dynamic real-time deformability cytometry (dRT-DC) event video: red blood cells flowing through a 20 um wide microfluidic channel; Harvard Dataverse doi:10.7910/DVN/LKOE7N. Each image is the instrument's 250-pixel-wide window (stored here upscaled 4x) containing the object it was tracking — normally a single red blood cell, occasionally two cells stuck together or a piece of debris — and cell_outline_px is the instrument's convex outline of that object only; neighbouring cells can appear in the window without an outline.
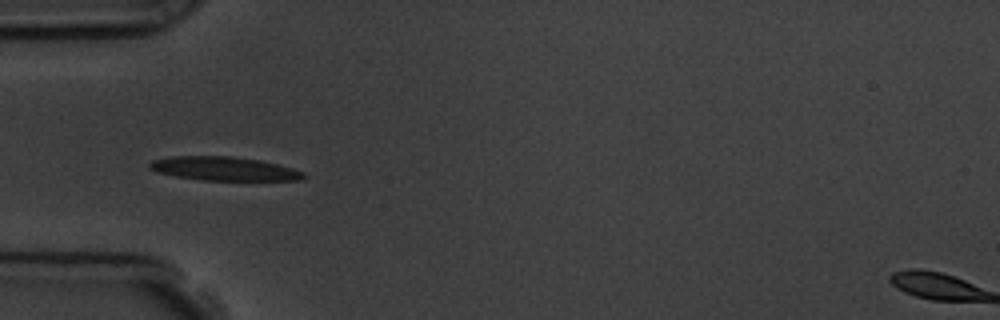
{"species": "common noctule bat (a hibernating species)", "species_latin": "Nyctalus noctula", "temperature_condition": "room temperature", "stored_images_in_passage": 10, "camera_frame_rate_fps": 3000, "um_per_image_px": 0.085, "animal": {"sex": "male", "body_mass_g": 19.5, "forearm_length_mm": 54.6}, "frame": {"image": 1, "passage_image": 5, "time_ms": 5.333, "image_size_px": [1000, 320], "cell_outline_px": [[308, 176], [304, 180], [200, 180], [176, 176], [156, 172], [148, 168], [148, 164], [152, 160], [172, 156], [232, 156], [260, 160], [292, 168], [304, 172]], "centroid_in_image_um": [19.04, 14.34], "position_along_channel_um": 66.0, "area_um2": 21.44}}
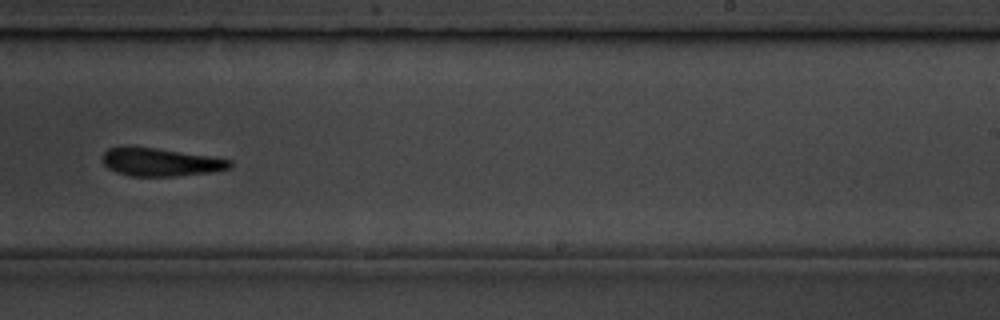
{"frame": {"image": 2, "passage_image": 10, "time_ms": 11.0, "image_size_px": [1000, 320], "cell_outline_px": [[232, 168], [216, 172], [176, 176], [132, 176], [116, 172], [108, 168], [100, 160], [100, 156], [108, 148], [128, 144], [132, 144], [212, 156], [232, 160]], "centroid_in_image_um": [13.61, 13.75], "position_along_channel_um": 275.4, "area_um2": 21.73}}